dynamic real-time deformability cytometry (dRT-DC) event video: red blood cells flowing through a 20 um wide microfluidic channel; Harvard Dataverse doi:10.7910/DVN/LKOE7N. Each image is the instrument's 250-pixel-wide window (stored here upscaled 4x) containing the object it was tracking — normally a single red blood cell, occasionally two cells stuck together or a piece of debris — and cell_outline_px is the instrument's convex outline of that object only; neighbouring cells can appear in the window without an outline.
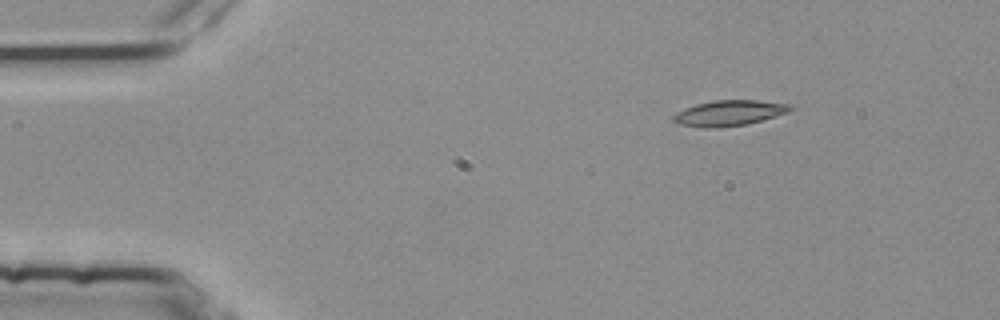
{"species": "common noctule bat (a hibernating species)", "species_latin": "Nyctalus noctula", "temperature_condition": "room temperature", "stored_images_in_passage": 5, "camera_frame_rate_fps": 3000, "um_per_image_px": 0.085, "animal": {"sex": "female", "body_mass_g": 25.1}, "frame": {"image": 1, "passage_image": 2, "time_ms": 0.333, "image_size_px": [1000, 320], "cell_outline_px": [[792, 108], [788, 112], [748, 124], [712, 128], [704, 128], [676, 124], [672, 120], [672, 116], [676, 112], [684, 108], [696, 104], [712, 100], [756, 100], [792, 104]], "centroid_in_image_um": [61.92, 9.61], "position_along_channel_um": 23.1, "area_um2": 17.51}}
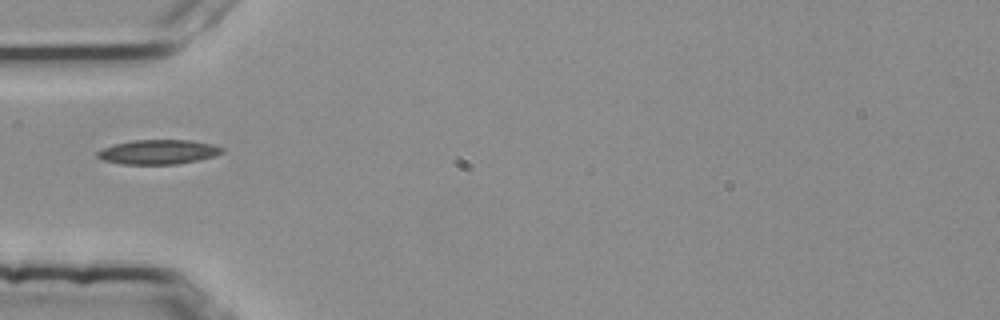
{"frame": {"image": 2, "passage_image": 4, "time_ms": 1.0, "image_size_px": [1000, 320], "cell_outline_px": [[224, 152], [216, 156], [176, 164], [120, 164], [104, 160], [96, 156], [96, 152], [104, 148], [116, 144], [132, 140], [192, 140], [212, 144], [224, 148]], "centroid_in_image_um": [13.48, 12.91], "position_along_channel_um": 71.5, "area_um2": 17.74}}